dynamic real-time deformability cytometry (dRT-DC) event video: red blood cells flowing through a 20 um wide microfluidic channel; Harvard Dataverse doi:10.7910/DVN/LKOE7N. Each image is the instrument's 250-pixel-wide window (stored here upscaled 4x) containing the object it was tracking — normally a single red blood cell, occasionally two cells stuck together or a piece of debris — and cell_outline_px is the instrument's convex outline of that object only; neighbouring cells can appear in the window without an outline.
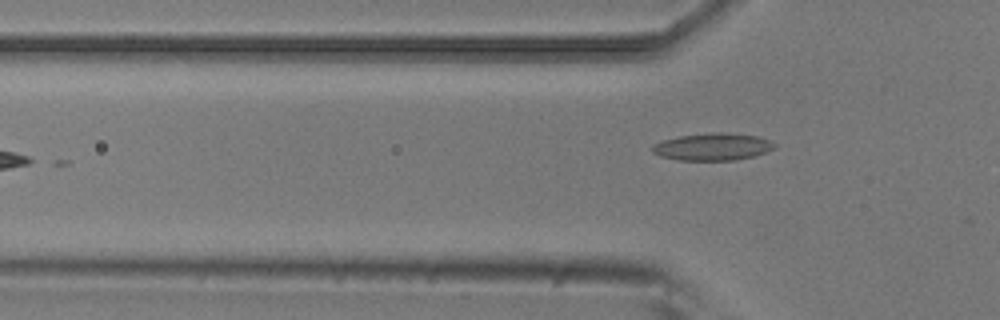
{"species": "common noctule bat (a hibernating species)", "species_latin": "Nyctalus noctula", "temperature_condition": "room temperature", "stored_images_in_passage": 6, "camera_frame_rate_fps": 3000, "um_per_image_px": 0.085, "animal": {"sex": "male", "body_mass_g": 20.5, "forearm_length_mm": 52.5}, "frame": {"image": 1, "passage_image": 6, "time_ms": 1.667, "image_size_px": [1000, 320], "cell_outline_px": [[776, 148], [752, 156], [732, 160], [680, 160], [660, 156], [652, 152], [652, 144], [664, 140], [680, 136], [712, 132], [720, 132], [756, 136], [772, 140], [776, 144]], "centroid_in_image_um": [60.57, 12.47], "position_along_channel_um": 65.2, "area_um2": 19.25}}